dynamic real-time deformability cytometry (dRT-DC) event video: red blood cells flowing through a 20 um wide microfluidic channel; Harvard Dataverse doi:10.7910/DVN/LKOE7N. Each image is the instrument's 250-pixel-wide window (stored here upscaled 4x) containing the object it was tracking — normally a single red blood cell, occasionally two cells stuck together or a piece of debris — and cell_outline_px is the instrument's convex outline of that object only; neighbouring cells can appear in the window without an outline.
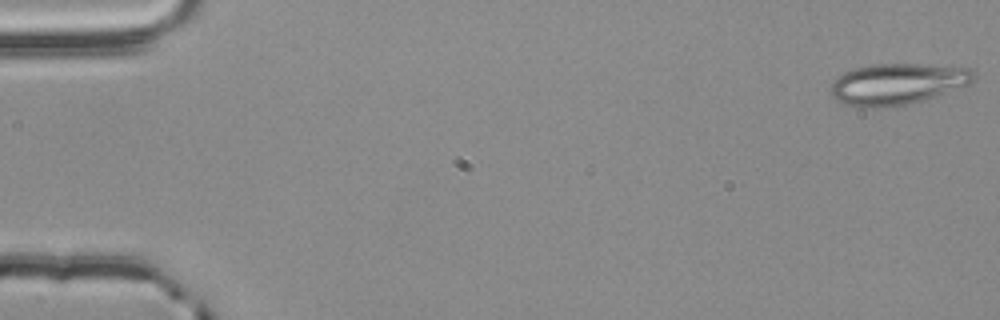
{"species": "common noctule bat (a hibernating species)", "species_latin": "Nyctalus noctula", "temperature_condition": "room temperature", "stored_images_in_passage": 18, "camera_frame_rate_fps": 3000, "um_per_image_px": 0.085, "animal": {"sex": "male", "body_mass_g": 20.4}, "frame": {"image": 1, "passage_image": 1, "time_ms": 0.0, "image_size_px": [1000, 320], "cell_outline_px": [[976, 76], [968, 84], [924, 100], [908, 104], [848, 104], [836, 100], [828, 92], [832, 84], [844, 72], [856, 68], [872, 64], [920, 64], [972, 68]], "centroid_in_image_um": [76.32, 7.08], "position_along_channel_um": 8.7, "area_um2": 33.06}}